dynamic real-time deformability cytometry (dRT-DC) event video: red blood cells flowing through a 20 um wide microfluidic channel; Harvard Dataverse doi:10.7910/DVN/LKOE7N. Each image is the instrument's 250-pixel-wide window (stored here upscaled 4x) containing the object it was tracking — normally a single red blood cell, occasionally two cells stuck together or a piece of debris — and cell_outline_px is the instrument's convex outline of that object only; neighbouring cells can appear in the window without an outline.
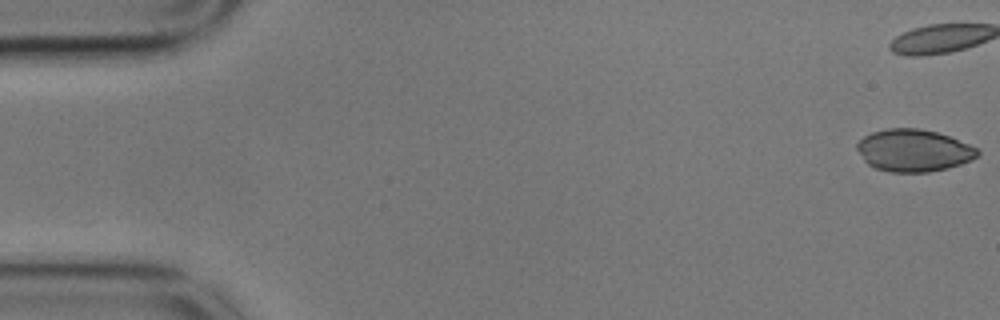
{"species": "common noctule bat (a hibernating species)", "species_latin": "Nyctalus noctula", "temperature_condition": "cold", "stored_images_in_passage": 13, "camera_frame_rate_fps": 3000, "um_per_image_px": 0.085, "animal": {"sex": "male", "body_mass_g": 17.9}, "frame": {"image": 1, "passage_image": 1, "time_ms": 0.0, "image_size_px": [1000, 320], "cell_outline_px": [[980, 152], [972, 160], [948, 168], [928, 172], [888, 172], [876, 168], [868, 164], [864, 160], [856, 148], [856, 144], [864, 136], [872, 132], [888, 128], [920, 128], [936, 132], [948, 136], [968, 144], [976, 148]], "centroid_in_image_um": [77.63, 12.79], "position_along_channel_um": 7.4, "area_um2": 29.54}}